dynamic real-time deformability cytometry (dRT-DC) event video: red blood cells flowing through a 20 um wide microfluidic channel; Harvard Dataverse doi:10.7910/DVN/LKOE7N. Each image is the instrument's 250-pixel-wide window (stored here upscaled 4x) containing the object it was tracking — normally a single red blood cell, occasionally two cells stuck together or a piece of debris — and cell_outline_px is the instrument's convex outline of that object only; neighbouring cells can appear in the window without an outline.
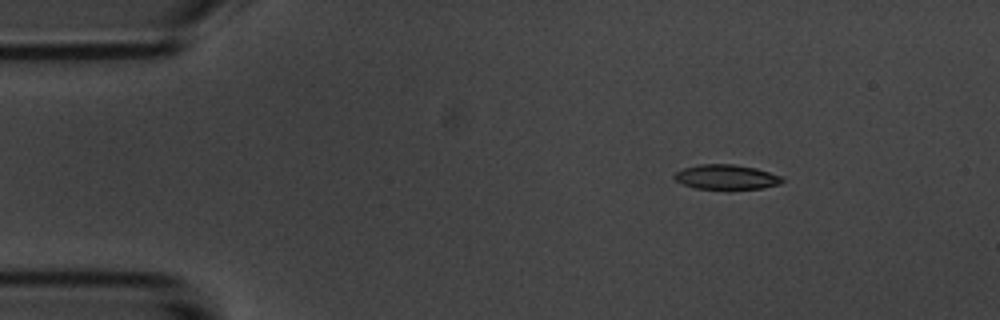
{"species": "common noctule bat (a hibernating species)", "species_latin": "Nyctalus noctula", "temperature_condition": "room temperature", "stored_images_in_passage": 5, "camera_frame_rate_fps": 3000, "um_per_image_px": 0.085, "animal": {"sex": "male", "body_mass_g": 20.1, "forearm_length_mm": 53.5}, "frame": {"image": 1, "passage_image": 3, "time_ms": 2.333, "image_size_px": [1000, 320], "cell_outline_px": [[784, 180], [780, 184], [764, 188], [728, 192], [696, 188], [684, 184], [676, 180], [672, 176], [676, 172], [684, 168], [700, 164], [732, 164], [756, 168], [784, 176]], "centroid_in_image_um": [61.79, 15.09], "position_along_channel_um": 23.2, "area_um2": 16.36}}